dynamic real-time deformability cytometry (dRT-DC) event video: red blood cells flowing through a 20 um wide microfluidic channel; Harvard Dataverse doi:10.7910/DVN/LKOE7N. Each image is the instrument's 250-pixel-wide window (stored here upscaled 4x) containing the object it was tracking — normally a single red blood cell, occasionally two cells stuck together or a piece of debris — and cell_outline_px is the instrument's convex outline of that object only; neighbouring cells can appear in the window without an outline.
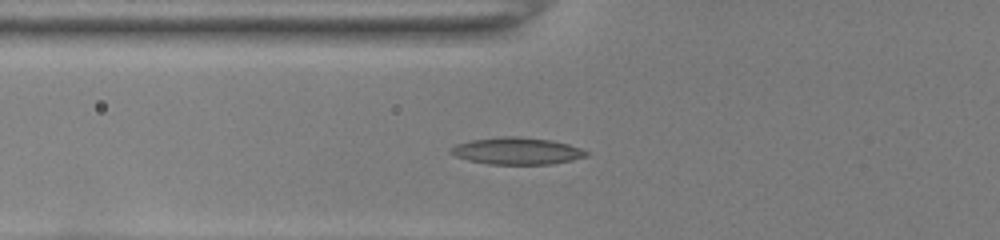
{"species": "common noctule bat (a hibernating species)", "species_latin": "Nyctalus noctula", "temperature_condition": "room temperature", "stored_images_in_passage": 33, "camera_frame_rate_fps": 3000, "um_per_image_px": 0.085, "animal": {"sex": "female", "body_mass_g": 22.0, "forearm_length_mm": 56.7}, "frame": {"image": 1, "passage_image": 2, "time_ms": 0.333, "image_size_px": [1000, 240], "cell_outline_px": [[592, 152], [588, 156], [572, 160], [552, 164], [488, 164], [468, 160], [456, 156], [448, 152], [456, 144], [472, 140], [504, 136], [520, 136], [552, 140], [568, 144]], "centroid_in_image_um": [43.98, 12.83], "position_along_channel_um": 81.8, "area_um2": 21.39}}
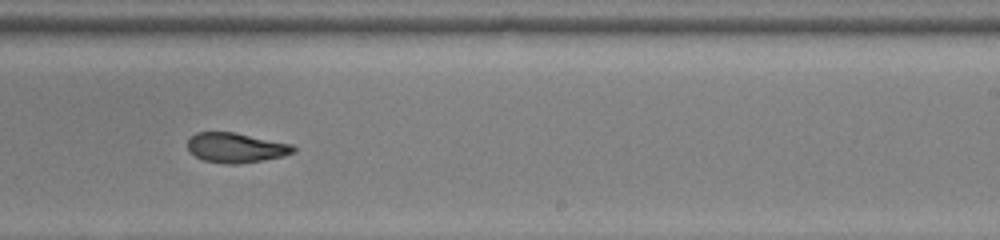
{"frame": {"image": 2, "passage_image": 16, "time_ms": 5.0, "image_size_px": [1000, 240], "cell_outline_px": [[296, 148], [292, 152], [284, 156], [236, 164], [224, 164], [204, 160], [188, 152], [188, 140], [196, 132], [236, 132], [292, 144]], "centroid_in_image_um": [20.03, 12.54], "position_along_channel_um": 269.0, "area_um2": 18.32}}
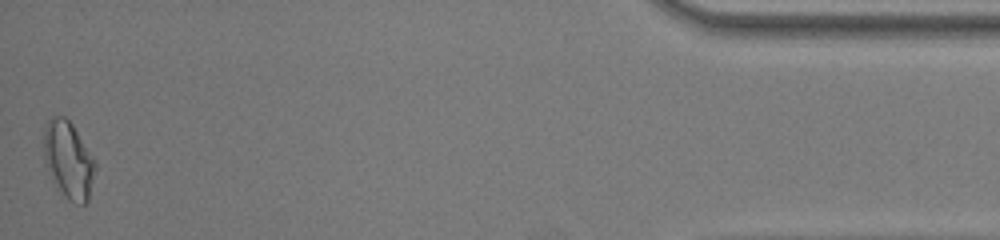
{"frame": {"image": 3, "passage_image": 33, "time_ms": 10.667, "image_size_px": [1000, 240], "cell_outline_px": [[96, 168], [88, 200], [84, 204], [80, 204], [68, 200], [52, 180], [44, 164], [44, 128], [48, 120], [52, 116], [64, 116], [72, 124], [96, 160]], "centroid_in_image_um": [5.82, 13.58], "position_along_channel_um": 429.4, "area_um2": 23.18}, "authors_computed_cell_mechanics": {"area_um2": 19.5942, "velocity_mm_per_s": 4.019, "shape_relaxation_time_tau1_ms": 8.7419, "shape_relaxation_time_tau2_ms": 4.5254, "deformation_change_tau1": 0.2194, "deformation_change_tau2": 0.1138}}